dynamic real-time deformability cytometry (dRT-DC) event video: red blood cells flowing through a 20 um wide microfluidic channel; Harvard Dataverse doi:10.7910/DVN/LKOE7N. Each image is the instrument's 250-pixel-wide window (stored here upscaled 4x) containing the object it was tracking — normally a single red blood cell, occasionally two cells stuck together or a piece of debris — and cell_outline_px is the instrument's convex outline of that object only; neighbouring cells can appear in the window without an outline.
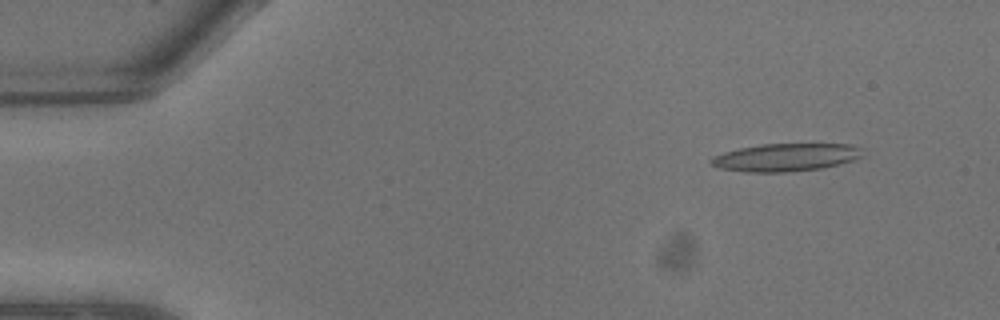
{"species": "common noctule bat (a hibernating species)", "species_latin": "Nyctalus noctula", "temperature_condition": "warm", "stored_images_in_passage": 5, "camera_frame_rate_fps": 3000, "um_per_image_px": 0.085, "animal": {"sex": "male", "body_mass_g": 13.3}, "frame": {"image": 1, "passage_image": 3, "time_ms": 0.667, "image_size_px": [1000, 320], "cell_outline_px": [[864, 156], [856, 160], [840, 164], [820, 168], [784, 172], [744, 172], [720, 168], [712, 164], [708, 160], [712, 156], [724, 152], [740, 148], [760, 144], [852, 144], [860, 148]], "centroid_in_image_um": [66.8, 13.37], "position_along_channel_um": 18.2, "area_um2": 24.62}}